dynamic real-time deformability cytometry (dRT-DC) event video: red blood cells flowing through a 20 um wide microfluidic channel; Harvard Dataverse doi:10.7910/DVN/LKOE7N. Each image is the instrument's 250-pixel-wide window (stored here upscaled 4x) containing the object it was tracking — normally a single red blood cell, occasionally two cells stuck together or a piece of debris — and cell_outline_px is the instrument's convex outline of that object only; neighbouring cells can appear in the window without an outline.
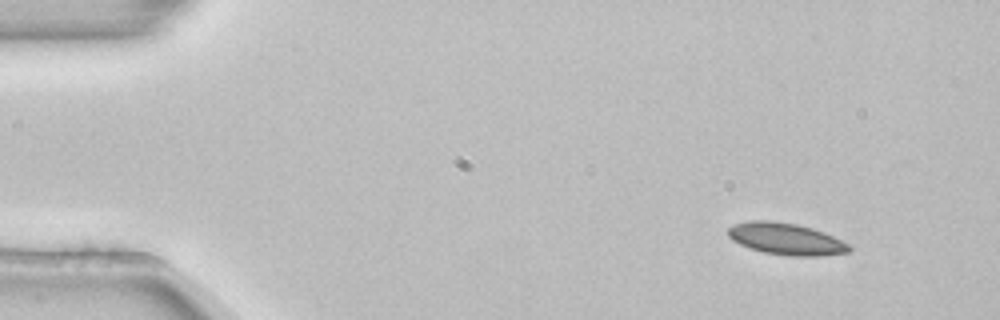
{"species": "common noctule bat (a hibernating species)", "species_latin": "Nyctalus noctula", "temperature_condition": "room temperature", "stored_images_in_passage": 6, "camera_frame_rate_fps": 3000, "um_per_image_px": 0.085, "animal": {"sex": "female", "body_mass_g": 22.7, "forearm_length_mm": 54.2}, "frame": {"image": 1, "passage_image": 1, "time_ms": 0.0, "image_size_px": [1000, 320], "cell_outline_px": [[852, 248], [848, 252], [820, 256], [788, 256], [764, 252], [748, 248], [732, 240], [728, 236], [728, 228], [732, 224], [752, 220], [772, 220], [796, 224], [812, 228], [824, 232], [852, 244]], "centroid_in_image_um": [66.82, 20.3], "position_along_channel_um": 18.2, "area_um2": 22.72}}
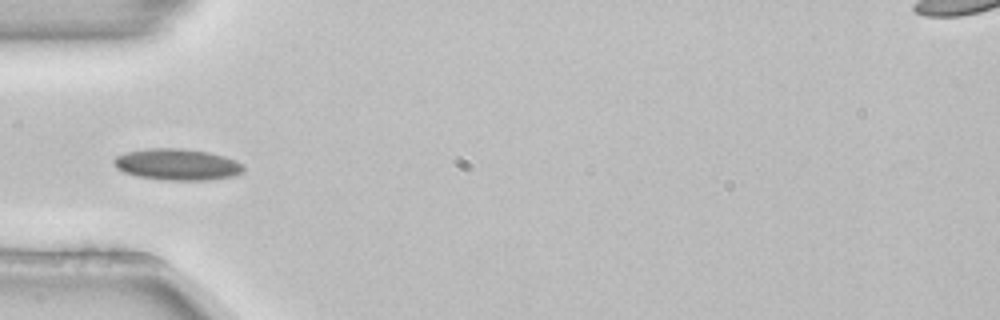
{"frame": {"image": 2, "passage_image": 4, "time_ms": 1.0, "image_size_px": [1000, 320], "cell_outline_px": [[244, 172], [232, 176], [208, 180], [164, 180], [136, 176], [124, 172], [116, 168], [112, 160], [116, 156], [128, 152], [148, 148], [180, 148], [208, 152], [224, 156], [236, 160], [244, 164]], "centroid_in_image_um": [15.07, 13.98], "position_along_channel_um": 69.9, "area_um2": 23.81}}